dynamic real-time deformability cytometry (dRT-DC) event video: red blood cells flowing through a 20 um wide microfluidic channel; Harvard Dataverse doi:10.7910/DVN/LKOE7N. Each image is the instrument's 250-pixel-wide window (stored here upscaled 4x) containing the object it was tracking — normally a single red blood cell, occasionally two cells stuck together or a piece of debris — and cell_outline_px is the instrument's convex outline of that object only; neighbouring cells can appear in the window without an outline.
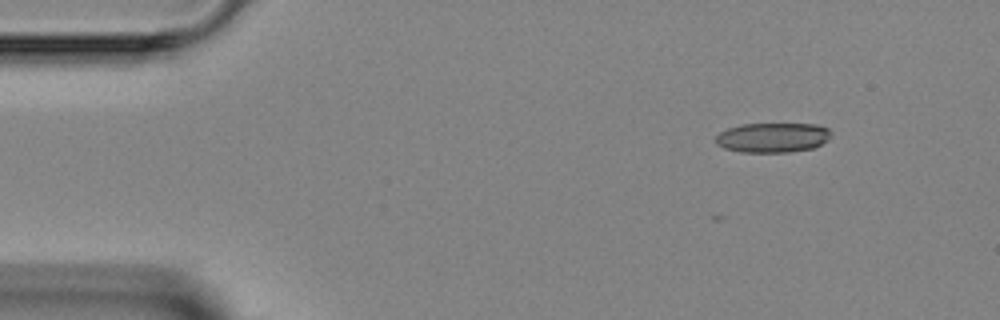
{"species": "Egyptian fruit bat (a non-hibernating species)", "species_latin": "Rousettus aegyptiacus", "temperature_condition": "room temperature", "stored_images_in_passage": 10, "camera_frame_rate_fps": 3000, "um_per_image_px": 0.085, "animal": {"sex": "female"}, "frame": {"image": 1, "passage_image": 1, "time_ms": 0.0, "image_size_px": [1000, 320], "cell_outline_px": [[832, 132], [828, 140], [812, 148], [788, 152], [740, 152], [724, 148], [716, 144], [716, 136], [720, 132], [728, 128], [740, 124], [816, 124], [828, 128]], "centroid_in_image_um": [65.67, 11.69], "position_along_channel_um": 19.3, "area_um2": 20.0}}
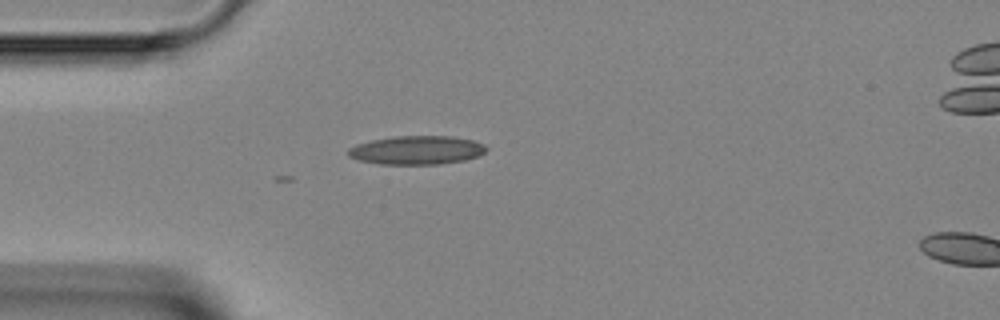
{"frame": {"image": 2, "passage_image": 8, "time_ms": 2.333, "image_size_px": [1000, 320], "cell_outline_px": [[488, 148], [480, 156], [464, 160], [440, 164], [380, 164], [360, 160], [348, 156], [348, 148], [356, 144], [372, 140], [396, 136], [452, 136], [472, 140], [484, 144]], "centroid_in_image_um": [35.44, 12.76], "position_along_channel_um": 49.6, "area_um2": 23.06}}